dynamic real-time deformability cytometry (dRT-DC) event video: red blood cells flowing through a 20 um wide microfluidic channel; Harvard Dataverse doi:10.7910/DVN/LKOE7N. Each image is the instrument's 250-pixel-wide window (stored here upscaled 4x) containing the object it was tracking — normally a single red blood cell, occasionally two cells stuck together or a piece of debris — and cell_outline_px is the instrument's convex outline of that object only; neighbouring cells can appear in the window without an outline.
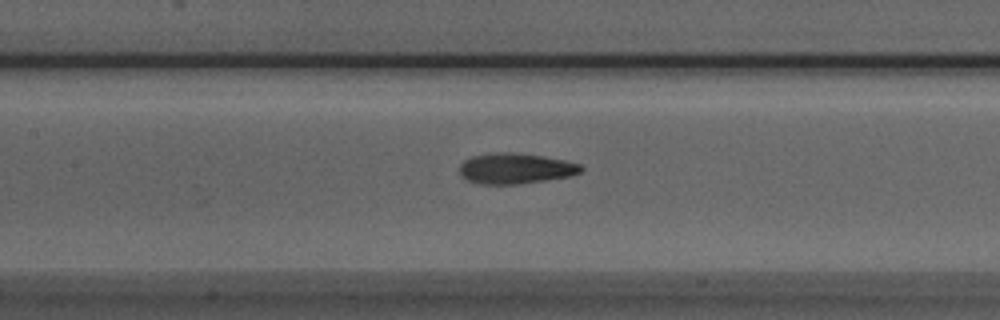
{"species": "Egyptian fruit bat (a non-hibernating species)", "species_latin": "Rousettus aegyptiacus", "temperature_condition": "room temperature", "stored_images_in_passage": 35, "camera_frame_rate_fps": 3000, "um_per_image_px": 0.085, "animal": {"sex": "male"}, "frame": {"image": 1, "passage_image": 11, "time_ms": 3.333, "image_size_px": [1000, 320], "cell_outline_px": [[584, 168], [580, 172], [568, 176], [544, 180], [516, 184], [480, 184], [468, 180], [460, 176], [460, 164], [464, 160], [472, 156], [492, 152], [512, 152], [540, 156], [564, 160], [580, 164]], "centroid_in_image_um": [43.77, 14.31], "position_along_channel_um": 163.6, "area_um2": 21.5}}
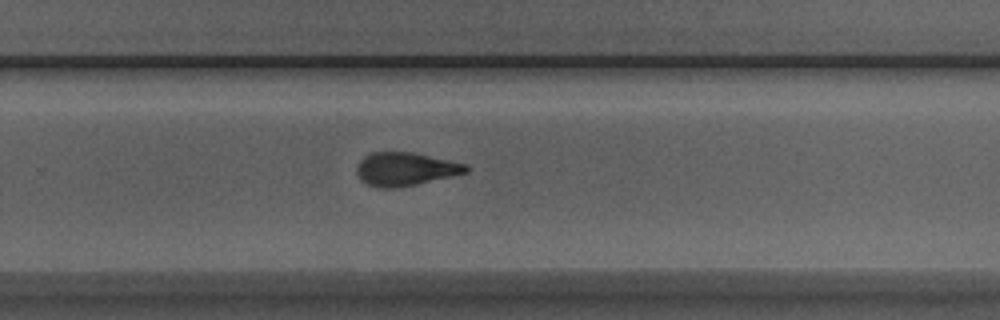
{"frame": {"image": 2, "passage_image": 21, "time_ms": 6.667, "image_size_px": [1000, 320], "cell_outline_px": [[468, 172], [452, 176], [416, 184], [396, 188], [376, 188], [360, 180], [356, 172], [356, 168], [360, 160], [364, 156], [372, 152], [412, 152], [468, 164]], "centroid_in_image_um": [34.43, 14.37], "position_along_channel_um": 295.4, "area_um2": 21.27}}
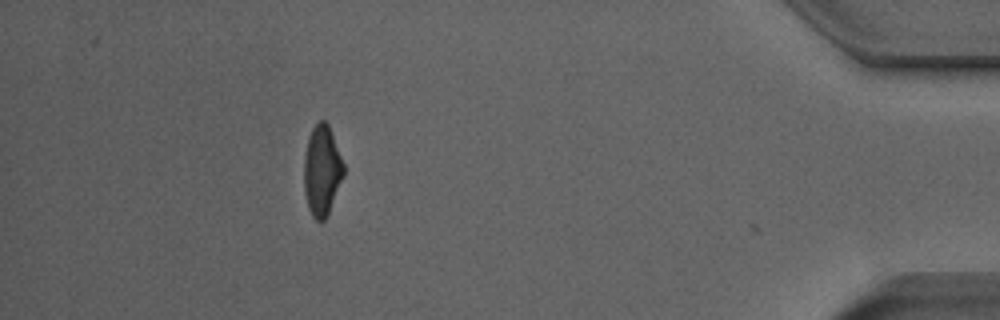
{"frame": {"image": 3, "passage_image": 34, "time_ms": 11.0, "image_size_px": [1000, 320], "cell_outline_px": [[344, 176], [328, 212], [324, 220], [316, 220], [312, 216], [308, 208], [304, 188], [304, 156], [308, 136], [312, 128], [320, 120], [324, 120], [328, 124], [344, 164]], "centroid_in_image_um": [27.35, 14.47], "position_along_channel_um": 407.8, "area_um2": 20.69}, "authors_computed_cell_mechanics": {"area_um2": 21.3282, "velocity_mm_per_s": 3.9603, "shape_relaxation_time_tau1_ms": 7.3203, "shape_relaxation_time_tau2_ms": 2.4798, "deformation_change_tau1": 0.2052, "deformation_change_tau2": 0.1139}}